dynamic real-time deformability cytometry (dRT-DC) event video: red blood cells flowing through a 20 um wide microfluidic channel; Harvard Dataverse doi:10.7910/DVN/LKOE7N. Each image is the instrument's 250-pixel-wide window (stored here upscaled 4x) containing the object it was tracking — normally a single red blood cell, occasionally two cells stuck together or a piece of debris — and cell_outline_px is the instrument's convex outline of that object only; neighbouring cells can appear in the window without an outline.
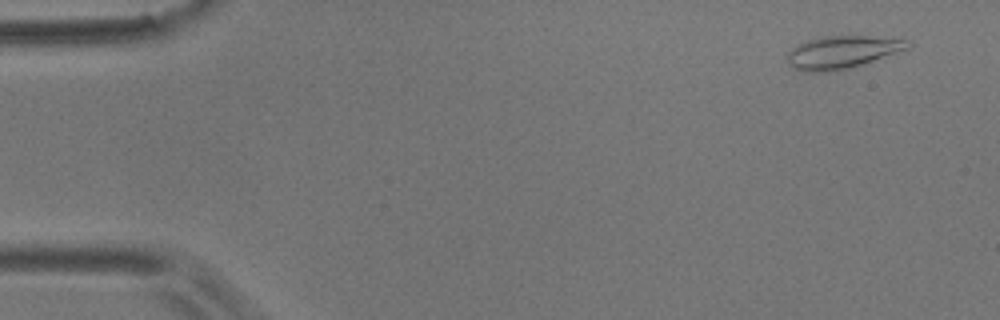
{"species": "common noctule bat (a hibernating species)", "species_latin": "Nyctalus noctula", "temperature_condition": "room temperature", "stored_images_in_passage": 5, "camera_frame_rate_fps": 3000, "um_per_image_px": 0.085, "animal": {"sex": "male", "body_mass_g": 17.9}, "frame": {"image": 1, "passage_image": 1, "time_ms": 0.0, "image_size_px": [1000, 320], "cell_outline_px": [[912, 44], [908, 48], [864, 64], [848, 68], [828, 72], [804, 72], [788, 64], [784, 56], [796, 44], [808, 40], [824, 36], [868, 36], [908, 40]], "centroid_in_image_um": [71.52, 4.44], "position_along_channel_um": 13.5, "area_um2": 22.95}}
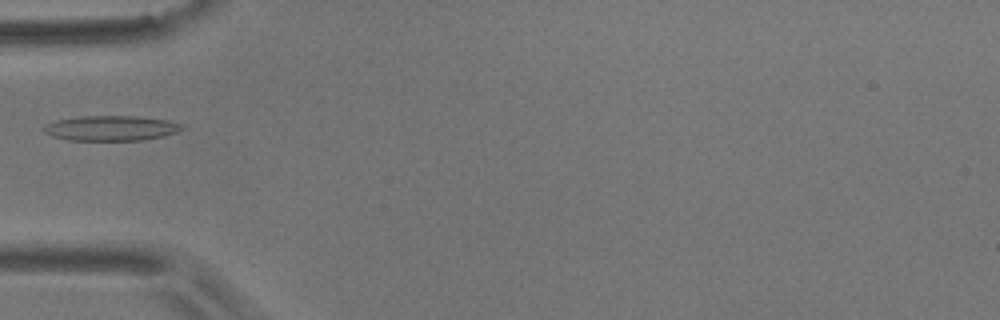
{"frame": {"image": 2, "passage_image": 5, "time_ms": 1.333, "image_size_px": [1000, 320], "cell_outline_px": [[184, 128], [176, 132], [164, 136], [144, 140], [68, 140], [52, 136], [44, 132], [40, 128], [44, 124], [56, 120], [80, 116], [136, 116], [168, 120], [184, 124]], "centroid_in_image_um": [9.42, 10.89], "position_along_channel_um": 75.6, "area_um2": 20.4}}